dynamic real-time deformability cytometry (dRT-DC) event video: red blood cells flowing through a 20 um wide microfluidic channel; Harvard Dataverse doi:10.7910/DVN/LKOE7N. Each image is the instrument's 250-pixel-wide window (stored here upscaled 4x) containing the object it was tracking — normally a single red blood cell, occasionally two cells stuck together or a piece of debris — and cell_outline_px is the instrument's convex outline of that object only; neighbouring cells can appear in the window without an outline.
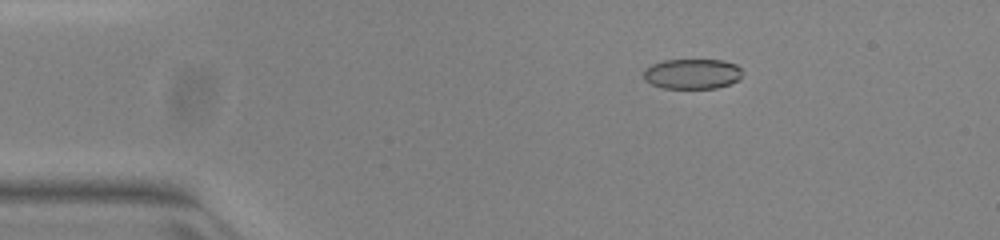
{"species": "common noctule bat (a hibernating species)", "species_latin": "Nyctalus noctula", "temperature_condition": "warm", "stored_images_in_passage": 52, "camera_frame_rate_fps": 3000, "um_per_image_px": 0.085, "animal": {"sex": "female", "body_mass_g": 23.0, "forearm_length_mm": 53.4}, "frame": {"image": 1, "passage_image": 9, "time_ms": 2.667, "image_size_px": [1000, 240], "cell_outline_px": [[740, 80], [716, 88], [660, 88], [644, 80], [644, 68], [652, 64], [664, 60], [724, 60], [736, 64], [740, 68]], "centroid_in_image_um": [58.81, 6.28], "position_along_channel_um": 26.2, "area_um2": 17.4}}
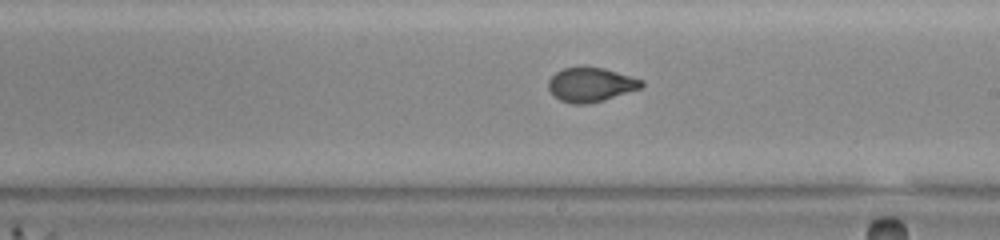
{"frame": {"image": 2, "passage_image": 30, "time_ms": 9.667, "image_size_px": [1000, 240], "cell_outline_px": [[644, 84], [640, 88], [604, 100], [588, 104], [572, 104], [560, 100], [548, 88], [548, 80], [556, 72], [564, 68], [604, 68], [644, 80]], "centroid_in_image_um": [50.22, 7.21], "position_along_channel_um": 238.8, "area_um2": 18.26}}
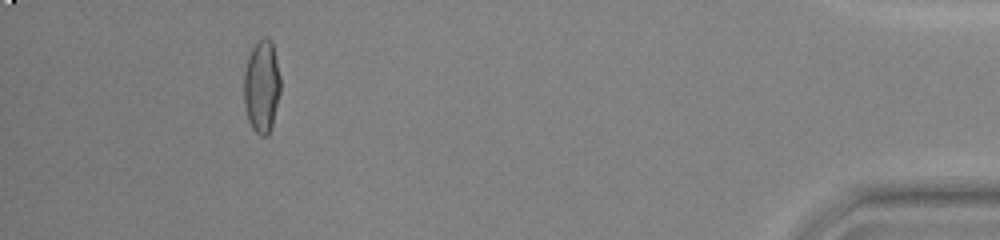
{"frame": {"image": 3, "passage_image": 48, "time_ms": 15.667, "image_size_px": [1000, 240], "cell_outline_px": [[280, 92], [272, 124], [268, 136], [260, 136], [252, 128], [248, 120], [244, 108], [244, 72], [248, 56], [252, 48], [264, 36], [272, 40], [280, 76]], "centroid_in_image_um": [22.24, 7.35], "position_along_channel_um": 413.0, "area_um2": 19.83}, "authors_computed_cell_mechanics": {"area_um2": 18.6983, "velocity_mm_per_s": 4.0024, "shape_relaxation_time_tau1_ms": 9.286, "shape_relaxation_time_tau2_ms": null, "deformation_change_tau1": 0.266, "deformation_change_tau2": null}}